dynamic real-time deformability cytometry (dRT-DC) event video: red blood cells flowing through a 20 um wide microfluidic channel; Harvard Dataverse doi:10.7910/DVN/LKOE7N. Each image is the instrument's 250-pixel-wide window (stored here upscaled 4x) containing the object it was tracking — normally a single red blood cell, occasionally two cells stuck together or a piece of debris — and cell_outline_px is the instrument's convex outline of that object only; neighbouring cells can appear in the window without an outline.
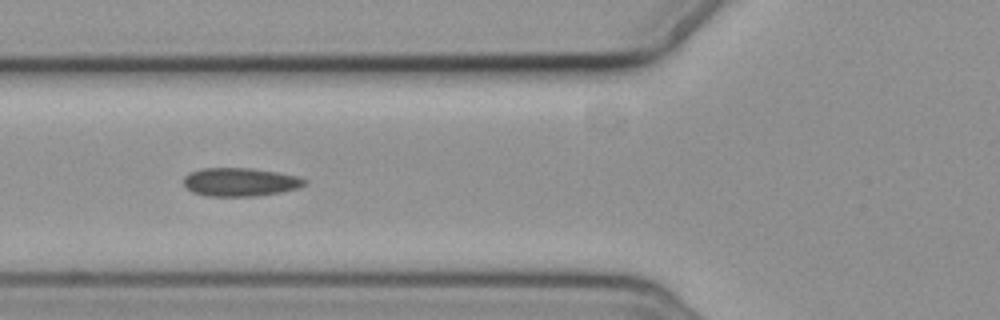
{"species": "common noctule bat (a hibernating species)", "species_latin": "Nyctalus noctula", "temperature_condition": "cold", "stored_images_in_passage": 8, "camera_frame_rate_fps": 3000, "um_per_image_px": 0.085, "animal": {"sex": "female", "body_mass_g": 19.3, "forearm_length_mm": 54.1}, "frame": {"image": 1, "passage_image": 5, "time_ms": 5.667, "image_size_px": [1000, 320], "cell_outline_px": [[308, 184], [300, 188], [280, 192], [256, 196], [208, 196], [192, 192], [184, 184], [184, 176], [188, 172], [204, 168], [252, 168], [276, 172], [296, 176], [308, 180]], "centroid_in_image_um": [20.43, 15.47], "position_along_channel_um": 105.4, "area_um2": 20.11}}
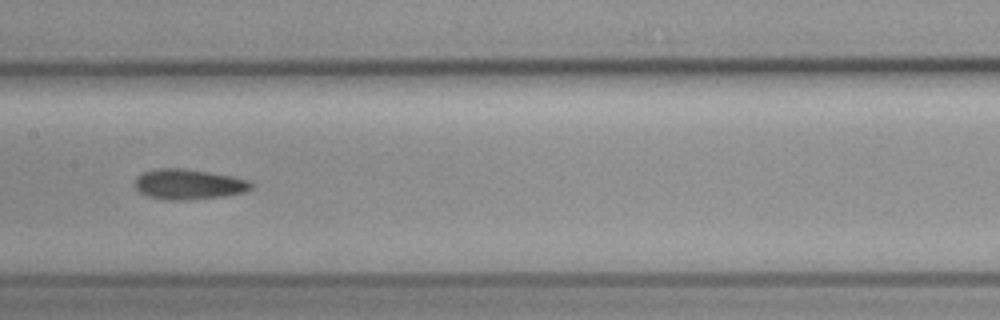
{"frame": {"image": 2, "passage_image": 7, "time_ms": 8.0, "image_size_px": [1000, 320], "cell_outline_px": [[256, 184], [252, 188], [244, 192], [224, 196], [188, 200], [164, 200], [148, 196], [140, 192], [132, 184], [136, 176], [144, 172], [156, 168], [184, 168], [232, 176], [248, 180]], "centroid_in_image_um": [16.01, 15.66], "position_along_channel_um": 191.4, "area_um2": 20.81}}
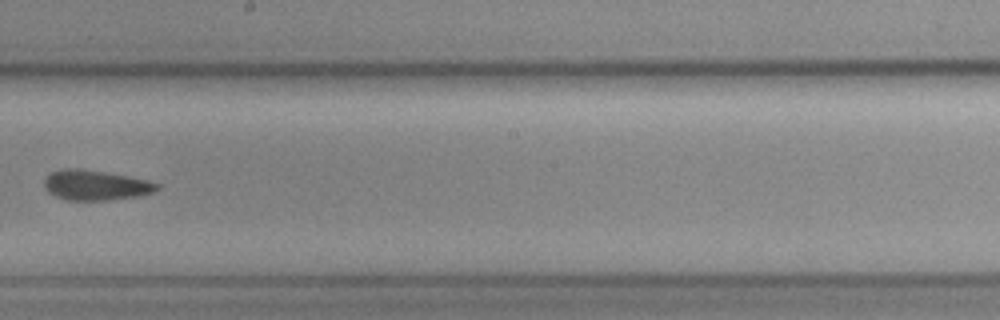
{"frame": {"image": 3, "passage_image": 8, "time_ms": 9.333, "image_size_px": [1000, 320], "cell_outline_px": [[160, 188], [156, 192], [140, 196], [104, 200], [64, 200], [48, 192], [44, 188], [44, 180], [52, 172], [64, 168], [80, 168], [128, 176], [148, 180], [160, 184]], "centroid_in_image_um": [8.15, 15.74], "position_along_channel_um": 240.0, "area_um2": 19.88}}